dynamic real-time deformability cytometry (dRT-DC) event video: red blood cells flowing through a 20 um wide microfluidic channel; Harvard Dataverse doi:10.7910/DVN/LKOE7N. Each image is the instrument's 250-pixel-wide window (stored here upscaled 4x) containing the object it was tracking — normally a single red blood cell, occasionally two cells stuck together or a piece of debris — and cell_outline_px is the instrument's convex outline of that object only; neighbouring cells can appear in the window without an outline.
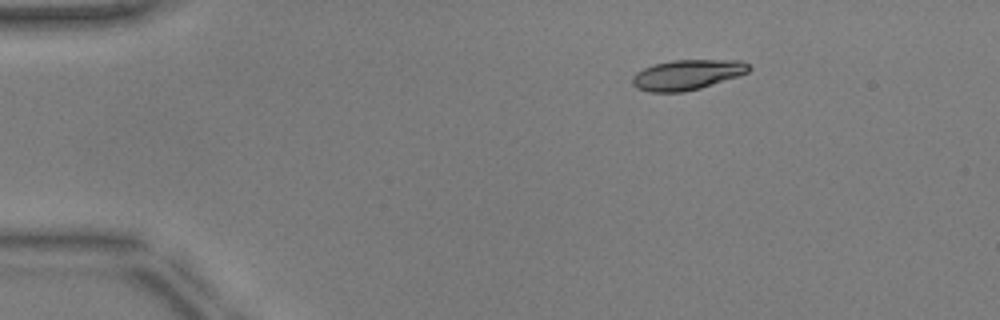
{"species": "common noctule bat (a hibernating species)", "species_latin": "Nyctalus noctula", "temperature_condition": "warm", "stored_images_in_passage": 11, "camera_frame_rate_fps": 3000, "um_per_image_px": 0.085, "animal": {"sex": "male", "body_mass_g": 17.9, "forearm_length_mm": 54.2}, "frame": {"image": 1, "passage_image": 1, "time_ms": 0.0, "image_size_px": [1000, 320], "cell_outline_px": [[752, 68], [748, 72], [740, 76], [700, 88], [684, 92], [648, 92], [636, 88], [632, 84], [632, 76], [636, 72], [644, 68], [656, 64], [672, 60], [744, 60]], "centroid_in_image_um": [58.43, 6.35], "position_along_channel_um": 26.6, "area_um2": 20.63}}
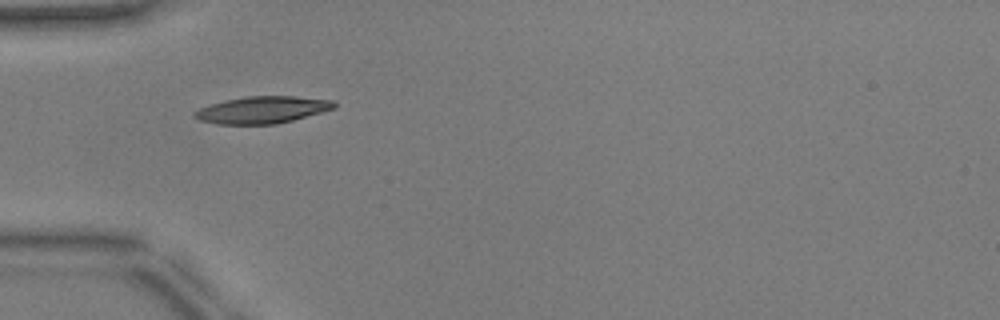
{"frame": {"image": 2, "passage_image": 9, "time_ms": 2.667, "image_size_px": [1000, 320], "cell_outline_px": [[336, 108], [292, 120], [276, 124], [216, 124], [200, 120], [192, 116], [192, 112], [200, 108], [224, 100], [248, 96], [292, 96], [332, 100], [336, 104]], "centroid_in_image_um": [22.27, 9.34], "position_along_channel_um": 62.7, "area_um2": 21.85}}